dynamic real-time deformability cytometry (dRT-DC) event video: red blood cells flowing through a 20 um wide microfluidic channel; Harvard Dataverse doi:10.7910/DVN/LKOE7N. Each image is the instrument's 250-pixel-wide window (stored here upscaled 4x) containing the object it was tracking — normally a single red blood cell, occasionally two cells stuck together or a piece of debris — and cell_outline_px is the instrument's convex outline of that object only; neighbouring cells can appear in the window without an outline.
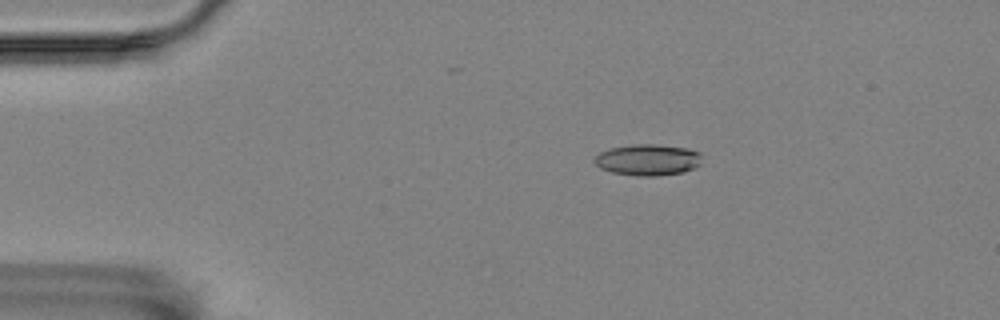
{"species": "Egyptian fruit bat (a non-hibernating species)", "species_latin": "Rousettus aegyptiacus", "temperature_condition": "room temperature", "stored_images_in_passage": 16, "camera_frame_rate_fps": 3000, "um_per_image_px": 0.085, "animal": {"sex": "female"}, "frame": {"image": 1, "passage_image": 9, "time_ms": 2.667, "image_size_px": [1000, 320], "cell_outline_px": [[700, 164], [696, 168], [684, 172], [656, 176], [636, 176], [612, 172], [600, 168], [592, 160], [600, 152], [608, 148], [632, 144], [656, 144], [688, 148], [700, 152]], "centroid_in_image_um": [55.06, 13.58], "position_along_channel_um": 29.9, "area_um2": 19.83}}
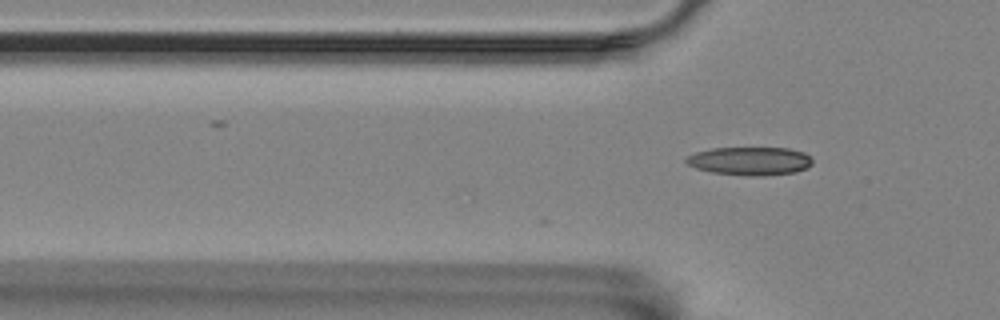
{"frame": {"image": 2, "passage_image": 16, "time_ms": 5.0, "image_size_px": [1000, 320], "cell_outline_px": [[812, 164], [796, 172], [764, 176], [756, 176], [712, 172], [696, 168], [688, 164], [684, 160], [688, 156], [696, 152], [712, 148], [788, 148], [804, 152], [812, 160]], "centroid_in_image_um": [63.75, 13.68], "position_along_channel_um": 62.1, "area_um2": 20.63}}